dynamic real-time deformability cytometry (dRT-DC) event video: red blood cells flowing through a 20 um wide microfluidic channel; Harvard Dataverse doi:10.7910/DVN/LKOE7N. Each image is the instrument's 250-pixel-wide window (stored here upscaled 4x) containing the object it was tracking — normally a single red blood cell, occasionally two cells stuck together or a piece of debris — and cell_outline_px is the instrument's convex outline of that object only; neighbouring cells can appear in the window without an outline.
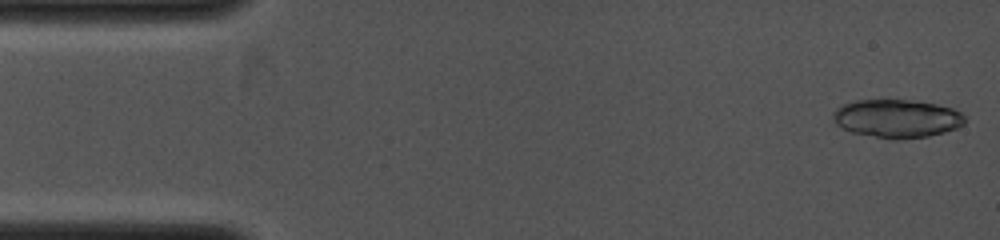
{"species": "common noctule bat (a hibernating species)", "species_latin": "Nyctalus noctula", "temperature_condition": "cold", "stored_images_in_passage": 8, "camera_frame_rate_fps": 4000, "um_per_image_px": 0.085, "animal": {"sex": "female", "body_mass_g": 19.0, "forearm_length_mm": 53.3}, "frame": {"image": 1, "passage_image": 1, "time_ms": 0.0, "image_size_px": [1000, 240], "cell_outline_px": [[964, 124], [956, 128], [944, 132], [928, 136], [900, 140], [892, 140], [852, 132], [836, 124], [832, 116], [832, 112], [836, 108], [844, 104], [856, 100], [912, 100], [936, 104], [952, 108], [960, 112], [964, 116]], "centroid_in_image_um": [76.23, 10.08], "position_along_channel_um": 8.8, "area_um2": 29.42}}